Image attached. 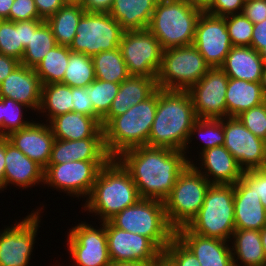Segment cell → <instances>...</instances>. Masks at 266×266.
<instances>
[{
    "instance_id": "36",
    "label": "cell",
    "mask_w": 266,
    "mask_h": 266,
    "mask_svg": "<svg viewBox=\"0 0 266 266\" xmlns=\"http://www.w3.org/2000/svg\"><path fill=\"white\" fill-rule=\"evenodd\" d=\"M92 59L96 79L121 83L130 76L119 47L97 53Z\"/></svg>"
},
{
    "instance_id": "21",
    "label": "cell",
    "mask_w": 266,
    "mask_h": 266,
    "mask_svg": "<svg viewBox=\"0 0 266 266\" xmlns=\"http://www.w3.org/2000/svg\"><path fill=\"white\" fill-rule=\"evenodd\" d=\"M175 236L196 256L201 266H234L230 241L205 237L178 228Z\"/></svg>"
},
{
    "instance_id": "46",
    "label": "cell",
    "mask_w": 266,
    "mask_h": 266,
    "mask_svg": "<svg viewBox=\"0 0 266 266\" xmlns=\"http://www.w3.org/2000/svg\"><path fill=\"white\" fill-rule=\"evenodd\" d=\"M42 19L36 7L34 0H15L10 10V21H25Z\"/></svg>"
},
{
    "instance_id": "27",
    "label": "cell",
    "mask_w": 266,
    "mask_h": 266,
    "mask_svg": "<svg viewBox=\"0 0 266 266\" xmlns=\"http://www.w3.org/2000/svg\"><path fill=\"white\" fill-rule=\"evenodd\" d=\"M48 124L55 139L104 138L103 128L95 118L74 111L54 117Z\"/></svg>"
},
{
    "instance_id": "47",
    "label": "cell",
    "mask_w": 266,
    "mask_h": 266,
    "mask_svg": "<svg viewBox=\"0 0 266 266\" xmlns=\"http://www.w3.org/2000/svg\"><path fill=\"white\" fill-rule=\"evenodd\" d=\"M74 112L95 118L101 124V118L95 113L86 87H72Z\"/></svg>"
},
{
    "instance_id": "6",
    "label": "cell",
    "mask_w": 266,
    "mask_h": 266,
    "mask_svg": "<svg viewBox=\"0 0 266 266\" xmlns=\"http://www.w3.org/2000/svg\"><path fill=\"white\" fill-rule=\"evenodd\" d=\"M186 227L195 234L230 241L235 230L234 185L211 184L198 214Z\"/></svg>"
},
{
    "instance_id": "58",
    "label": "cell",
    "mask_w": 266,
    "mask_h": 266,
    "mask_svg": "<svg viewBox=\"0 0 266 266\" xmlns=\"http://www.w3.org/2000/svg\"><path fill=\"white\" fill-rule=\"evenodd\" d=\"M193 6H196L203 11L212 3L213 0H187Z\"/></svg>"
},
{
    "instance_id": "12",
    "label": "cell",
    "mask_w": 266,
    "mask_h": 266,
    "mask_svg": "<svg viewBox=\"0 0 266 266\" xmlns=\"http://www.w3.org/2000/svg\"><path fill=\"white\" fill-rule=\"evenodd\" d=\"M108 161H69L48 164L44 169V185L70 197H89L100 169ZM46 184V185H45Z\"/></svg>"
},
{
    "instance_id": "61",
    "label": "cell",
    "mask_w": 266,
    "mask_h": 266,
    "mask_svg": "<svg viewBox=\"0 0 266 266\" xmlns=\"http://www.w3.org/2000/svg\"><path fill=\"white\" fill-rule=\"evenodd\" d=\"M261 58L263 59L264 64L266 65V47H264L260 52H259Z\"/></svg>"
},
{
    "instance_id": "18",
    "label": "cell",
    "mask_w": 266,
    "mask_h": 266,
    "mask_svg": "<svg viewBox=\"0 0 266 266\" xmlns=\"http://www.w3.org/2000/svg\"><path fill=\"white\" fill-rule=\"evenodd\" d=\"M111 262L156 261L163 252L147 237L114 227L105 222Z\"/></svg>"
},
{
    "instance_id": "41",
    "label": "cell",
    "mask_w": 266,
    "mask_h": 266,
    "mask_svg": "<svg viewBox=\"0 0 266 266\" xmlns=\"http://www.w3.org/2000/svg\"><path fill=\"white\" fill-rule=\"evenodd\" d=\"M25 47L22 45L21 21H0V54L21 61Z\"/></svg>"
},
{
    "instance_id": "17",
    "label": "cell",
    "mask_w": 266,
    "mask_h": 266,
    "mask_svg": "<svg viewBox=\"0 0 266 266\" xmlns=\"http://www.w3.org/2000/svg\"><path fill=\"white\" fill-rule=\"evenodd\" d=\"M193 45L210 68L221 67L233 47L225 17L203 11L196 23Z\"/></svg>"
},
{
    "instance_id": "23",
    "label": "cell",
    "mask_w": 266,
    "mask_h": 266,
    "mask_svg": "<svg viewBox=\"0 0 266 266\" xmlns=\"http://www.w3.org/2000/svg\"><path fill=\"white\" fill-rule=\"evenodd\" d=\"M40 183L44 184V169L5 138L4 190L10 185L26 190Z\"/></svg>"
},
{
    "instance_id": "8",
    "label": "cell",
    "mask_w": 266,
    "mask_h": 266,
    "mask_svg": "<svg viewBox=\"0 0 266 266\" xmlns=\"http://www.w3.org/2000/svg\"><path fill=\"white\" fill-rule=\"evenodd\" d=\"M210 185L191 164L179 174L172 191L163 201L167 221L175 231L187 226L198 214Z\"/></svg>"
},
{
    "instance_id": "55",
    "label": "cell",
    "mask_w": 266,
    "mask_h": 266,
    "mask_svg": "<svg viewBox=\"0 0 266 266\" xmlns=\"http://www.w3.org/2000/svg\"><path fill=\"white\" fill-rule=\"evenodd\" d=\"M5 138L0 137V191H4Z\"/></svg>"
},
{
    "instance_id": "28",
    "label": "cell",
    "mask_w": 266,
    "mask_h": 266,
    "mask_svg": "<svg viewBox=\"0 0 266 266\" xmlns=\"http://www.w3.org/2000/svg\"><path fill=\"white\" fill-rule=\"evenodd\" d=\"M264 62L251 46H233L220 67L229 78L261 82Z\"/></svg>"
},
{
    "instance_id": "1",
    "label": "cell",
    "mask_w": 266,
    "mask_h": 266,
    "mask_svg": "<svg viewBox=\"0 0 266 266\" xmlns=\"http://www.w3.org/2000/svg\"><path fill=\"white\" fill-rule=\"evenodd\" d=\"M117 159L131 174L142 199L162 202L189 164L182 150L147 145L126 150Z\"/></svg>"
},
{
    "instance_id": "50",
    "label": "cell",
    "mask_w": 266,
    "mask_h": 266,
    "mask_svg": "<svg viewBox=\"0 0 266 266\" xmlns=\"http://www.w3.org/2000/svg\"><path fill=\"white\" fill-rule=\"evenodd\" d=\"M38 14L46 20L55 14L67 1L66 0H34Z\"/></svg>"
},
{
    "instance_id": "37",
    "label": "cell",
    "mask_w": 266,
    "mask_h": 266,
    "mask_svg": "<svg viewBox=\"0 0 266 266\" xmlns=\"http://www.w3.org/2000/svg\"><path fill=\"white\" fill-rule=\"evenodd\" d=\"M57 45L50 26L44 21L37 29H31V38L25 47L20 64L35 68L45 55Z\"/></svg>"
},
{
    "instance_id": "30",
    "label": "cell",
    "mask_w": 266,
    "mask_h": 266,
    "mask_svg": "<svg viewBox=\"0 0 266 266\" xmlns=\"http://www.w3.org/2000/svg\"><path fill=\"white\" fill-rule=\"evenodd\" d=\"M230 242L234 266H266L259 230L235 229Z\"/></svg>"
},
{
    "instance_id": "48",
    "label": "cell",
    "mask_w": 266,
    "mask_h": 266,
    "mask_svg": "<svg viewBox=\"0 0 266 266\" xmlns=\"http://www.w3.org/2000/svg\"><path fill=\"white\" fill-rule=\"evenodd\" d=\"M244 0H213L204 10L205 12L225 17L231 14H240L244 6Z\"/></svg>"
},
{
    "instance_id": "59",
    "label": "cell",
    "mask_w": 266,
    "mask_h": 266,
    "mask_svg": "<svg viewBox=\"0 0 266 266\" xmlns=\"http://www.w3.org/2000/svg\"><path fill=\"white\" fill-rule=\"evenodd\" d=\"M261 242L266 257V226L260 231Z\"/></svg>"
},
{
    "instance_id": "51",
    "label": "cell",
    "mask_w": 266,
    "mask_h": 266,
    "mask_svg": "<svg viewBox=\"0 0 266 266\" xmlns=\"http://www.w3.org/2000/svg\"><path fill=\"white\" fill-rule=\"evenodd\" d=\"M79 2L88 13H109L114 0H80Z\"/></svg>"
},
{
    "instance_id": "44",
    "label": "cell",
    "mask_w": 266,
    "mask_h": 266,
    "mask_svg": "<svg viewBox=\"0 0 266 266\" xmlns=\"http://www.w3.org/2000/svg\"><path fill=\"white\" fill-rule=\"evenodd\" d=\"M174 266H201L196 256L174 236L163 251Z\"/></svg>"
},
{
    "instance_id": "39",
    "label": "cell",
    "mask_w": 266,
    "mask_h": 266,
    "mask_svg": "<svg viewBox=\"0 0 266 266\" xmlns=\"http://www.w3.org/2000/svg\"><path fill=\"white\" fill-rule=\"evenodd\" d=\"M27 109L30 108L11 98L0 99V137L5 138L12 132L25 128L34 121L33 119L28 121V118L25 120L23 113Z\"/></svg>"
},
{
    "instance_id": "33",
    "label": "cell",
    "mask_w": 266,
    "mask_h": 266,
    "mask_svg": "<svg viewBox=\"0 0 266 266\" xmlns=\"http://www.w3.org/2000/svg\"><path fill=\"white\" fill-rule=\"evenodd\" d=\"M74 111L72 87L62 83L42 85L41 105L38 113L47 123L54 117ZM44 113V114H43Z\"/></svg>"
},
{
    "instance_id": "42",
    "label": "cell",
    "mask_w": 266,
    "mask_h": 266,
    "mask_svg": "<svg viewBox=\"0 0 266 266\" xmlns=\"http://www.w3.org/2000/svg\"><path fill=\"white\" fill-rule=\"evenodd\" d=\"M232 46H251L254 24L242 13L225 16Z\"/></svg>"
},
{
    "instance_id": "29",
    "label": "cell",
    "mask_w": 266,
    "mask_h": 266,
    "mask_svg": "<svg viewBox=\"0 0 266 266\" xmlns=\"http://www.w3.org/2000/svg\"><path fill=\"white\" fill-rule=\"evenodd\" d=\"M159 0H114L109 14L124 31L148 28Z\"/></svg>"
},
{
    "instance_id": "5",
    "label": "cell",
    "mask_w": 266,
    "mask_h": 266,
    "mask_svg": "<svg viewBox=\"0 0 266 266\" xmlns=\"http://www.w3.org/2000/svg\"><path fill=\"white\" fill-rule=\"evenodd\" d=\"M202 12L187 0H159L147 29L163 49L193 45L196 23Z\"/></svg>"
},
{
    "instance_id": "24",
    "label": "cell",
    "mask_w": 266,
    "mask_h": 266,
    "mask_svg": "<svg viewBox=\"0 0 266 266\" xmlns=\"http://www.w3.org/2000/svg\"><path fill=\"white\" fill-rule=\"evenodd\" d=\"M110 159L104 138L55 139L48 164H62L69 161H109Z\"/></svg>"
},
{
    "instance_id": "9",
    "label": "cell",
    "mask_w": 266,
    "mask_h": 266,
    "mask_svg": "<svg viewBox=\"0 0 266 266\" xmlns=\"http://www.w3.org/2000/svg\"><path fill=\"white\" fill-rule=\"evenodd\" d=\"M210 69L194 45L163 50L157 87L163 90L188 91Z\"/></svg>"
},
{
    "instance_id": "56",
    "label": "cell",
    "mask_w": 266,
    "mask_h": 266,
    "mask_svg": "<svg viewBox=\"0 0 266 266\" xmlns=\"http://www.w3.org/2000/svg\"><path fill=\"white\" fill-rule=\"evenodd\" d=\"M15 0H0V21H10V10Z\"/></svg>"
},
{
    "instance_id": "32",
    "label": "cell",
    "mask_w": 266,
    "mask_h": 266,
    "mask_svg": "<svg viewBox=\"0 0 266 266\" xmlns=\"http://www.w3.org/2000/svg\"><path fill=\"white\" fill-rule=\"evenodd\" d=\"M85 12L80 2L69 1L45 20L50 26L58 45L70 46L76 35L79 20Z\"/></svg>"
},
{
    "instance_id": "38",
    "label": "cell",
    "mask_w": 266,
    "mask_h": 266,
    "mask_svg": "<svg viewBox=\"0 0 266 266\" xmlns=\"http://www.w3.org/2000/svg\"><path fill=\"white\" fill-rule=\"evenodd\" d=\"M95 79L92 57L71 51L61 83L70 87H88Z\"/></svg>"
},
{
    "instance_id": "16",
    "label": "cell",
    "mask_w": 266,
    "mask_h": 266,
    "mask_svg": "<svg viewBox=\"0 0 266 266\" xmlns=\"http://www.w3.org/2000/svg\"><path fill=\"white\" fill-rule=\"evenodd\" d=\"M229 77L220 68H210L189 90L197 118L227 117L226 91Z\"/></svg>"
},
{
    "instance_id": "31",
    "label": "cell",
    "mask_w": 266,
    "mask_h": 266,
    "mask_svg": "<svg viewBox=\"0 0 266 266\" xmlns=\"http://www.w3.org/2000/svg\"><path fill=\"white\" fill-rule=\"evenodd\" d=\"M266 102L260 82L229 78L226 91L227 117H237L243 111Z\"/></svg>"
},
{
    "instance_id": "43",
    "label": "cell",
    "mask_w": 266,
    "mask_h": 266,
    "mask_svg": "<svg viewBox=\"0 0 266 266\" xmlns=\"http://www.w3.org/2000/svg\"><path fill=\"white\" fill-rule=\"evenodd\" d=\"M255 136L266 141V102L237 116Z\"/></svg>"
},
{
    "instance_id": "35",
    "label": "cell",
    "mask_w": 266,
    "mask_h": 266,
    "mask_svg": "<svg viewBox=\"0 0 266 266\" xmlns=\"http://www.w3.org/2000/svg\"><path fill=\"white\" fill-rule=\"evenodd\" d=\"M71 50L68 46L56 45L34 68L41 84L61 83L68 66Z\"/></svg>"
},
{
    "instance_id": "57",
    "label": "cell",
    "mask_w": 266,
    "mask_h": 266,
    "mask_svg": "<svg viewBox=\"0 0 266 266\" xmlns=\"http://www.w3.org/2000/svg\"><path fill=\"white\" fill-rule=\"evenodd\" d=\"M110 266H155V261H149V262H111Z\"/></svg>"
},
{
    "instance_id": "25",
    "label": "cell",
    "mask_w": 266,
    "mask_h": 266,
    "mask_svg": "<svg viewBox=\"0 0 266 266\" xmlns=\"http://www.w3.org/2000/svg\"><path fill=\"white\" fill-rule=\"evenodd\" d=\"M235 229L261 231L266 226V211L256 195L241 179L234 184Z\"/></svg>"
},
{
    "instance_id": "4",
    "label": "cell",
    "mask_w": 266,
    "mask_h": 266,
    "mask_svg": "<svg viewBox=\"0 0 266 266\" xmlns=\"http://www.w3.org/2000/svg\"><path fill=\"white\" fill-rule=\"evenodd\" d=\"M158 88L144 101L133 105L104 128V144L111 158L124 151L147 145L157 109Z\"/></svg>"
},
{
    "instance_id": "62",
    "label": "cell",
    "mask_w": 266,
    "mask_h": 266,
    "mask_svg": "<svg viewBox=\"0 0 266 266\" xmlns=\"http://www.w3.org/2000/svg\"><path fill=\"white\" fill-rule=\"evenodd\" d=\"M67 2H79L80 0H66Z\"/></svg>"
},
{
    "instance_id": "53",
    "label": "cell",
    "mask_w": 266,
    "mask_h": 266,
    "mask_svg": "<svg viewBox=\"0 0 266 266\" xmlns=\"http://www.w3.org/2000/svg\"><path fill=\"white\" fill-rule=\"evenodd\" d=\"M19 65V60L0 54V83Z\"/></svg>"
},
{
    "instance_id": "10",
    "label": "cell",
    "mask_w": 266,
    "mask_h": 266,
    "mask_svg": "<svg viewBox=\"0 0 266 266\" xmlns=\"http://www.w3.org/2000/svg\"><path fill=\"white\" fill-rule=\"evenodd\" d=\"M124 30L109 13L85 12L69 49L93 57L119 47Z\"/></svg>"
},
{
    "instance_id": "34",
    "label": "cell",
    "mask_w": 266,
    "mask_h": 266,
    "mask_svg": "<svg viewBox=\"0 0 266 266\" xmlns=\"http://www.w3.org/2000/svg\"><path fill=\"white\" fill-rule=\"evenodd\" d=\"M195 135V136H194ZM197 135V136H196ZM200 137V141L202 140L203 144L200 153L203 151L224 145L225 142V134H224V118L221 119H213V118H197L195 123L190 130V134L187 140V143L184 147L183 152L187 158L188 163L190 164L192 161L191 158H188L187 152L189 151L190 143L192 144V140L194 138L191 137ZM204 145V146H203ZM188 150V151H187Z\"/></svg>"
},
{
    "instance_id": "11",
    "label": "cell",
    "mask_w": 266,
    "mask_h": 266,
    "mask_svg": "<svg viewBox=\"0 0 266 266\" xmlns=\"http://www.w3.org/2000/svg\"><path fill=\"white\" fill-rule=\"evenodd\" d=\"M119 48L129 75L157 78L164 49L148 29L124 31Z\"/></svg>"
},
{
    "instance_id": "19",
    "label": "cell",
    "mask_w": 266,
    "mask_h": 266,
    "mask_svg": "<svg viewBox=\"0 0 266 266\" xmlns=\"http://www.w3.org/2000/svg\"><path fill=\"white\" fill-rule=\"evenodd\" d=\"M33 121L30 125L5 137L29 159L43 169L49 163L55 137L47 122Z\"/></svg>"
},
{
    "instance_id": "7",
    "label": "cell",
    "mask_w": 266,
    "mask_h": 266,
    "mask_svg": "<svg viewBox=\"0 0 266 266\" xmlns=\"http://www.w3.org/2000/svg\"><path fill=\"white\" fill-rule=\"evenodd\" d=\"M109 222L118 229L149 238L162 252L175 236V230L167 221L164 203L159 200L141 198Z\"/></svg>"
},
{
    "instance_id": "2",
    "label": "cell",
    "mask_w": 266,
    "mask_h": 266,
    "mask_svg": "<svg viewBox=\"0 0 266 266\" xmlns=\"http://www.w3.org/2000/svg\"><path fill=\"white\" fill-rule=\"evenodd\" d=\"M196 119L188 91L158 88L157 109L147 146L183 151Z\"/></svg>"
},
{
    "instance_id": "15",
    "label": "cell",
    "mask_w": 266,
    "mask_h": 266,
    "mask_svg": "<svg viewBox=\"0 0 266 266\" xmlns=\"http://www.w3.org/2000/svg\"><path fill=\"white\" fill-rule=\"evenodd\" d=\"M224 147L237 160L243 171L264 169L266 141L248 130L238 117L224 118Z\"/></svg>"
},
{
    "instance_id": "52",
    "label": "cell",
    "mask_w": 266,
    "mask_h": 266,
    "mask_svg": "<svg viewBox=\"0 0 266 266\" xmlns=\"http://www.w3.org/2000/svg\"><path fill=\"white\" fill-rule=\"evenodd\" d=\"M251 47L257 52L266 47V19L254 24Z\"/></svg>"
},
{
    "instance_id": "60",
    "label": "cell",
    "mask_w": 266,
    "mask_h": 266,
    "mask_svg": "<svg viewBox=\"0 0 266 266\" xmlns=\"http://www.w3.org/2000/svg\"><path fill=\"white\" fill-rule=\"evenodd\" d=\"M260 83L262 86L263 93L266 97V65L264 66L263 73H262V79Z\"/></svg>"
},
{
    "instance_id": "3",
    "label": "cell",
    "mask_w": 266,
    "mask_h": 266,
    "mask_svg": "<svg viewBox=\"0 0 266 266\" xmlns=\"http://www.w3.org/2000/svg\"><path fill=\"white\" fill-rule=\"evenodd\" d=\"M140 199L129 171L117 158H111L100 169L83 209L101 219L99 223L107 222Z\"/></svg>"
},
{
    "instance_id": "20",
    "label": "cell",
    "mask_w": 266,
    "mask_h": 266,
    "mask_svg": "<svg viewBox=\"0 0 266 266\" xmlns=\"http://www.w3.org/2000/svg\"><path fill=\"white\" fill-rule=\"evenodd\" d=\"M197 154H199L198 159H201L198 160L201 161L200 164H197L200 166L197 167L193 160L190 164L211 184L234 185L241 179L243 170L223 145L209 148Z\"/></svg>"
},
{
    "instance_id": "49",
    "label": "cell",
    "mask_w": 266,
    "mask_h": 266,
    "mask_svg": "<svg viewBox=\"0 0 266 266\" xmlns=\"http://www.w3.org/2000/svg\"><path fill=\"white\" fill-rule=\"evenodd\" d=\"M253 24L266 19V0H248L244 2L241 12Z\"/></svg>"
},
{
    "instance_id": "40",
    "label": "cell",
    "mask_w": 266,
    "mask_h": 266,
    "mask_svg": "<svg viewBox=\"0 0 266 266\" xmlns=\"http://www.w3.org/2000/svg\"><path fill=\"white\" fill-rule=\"evenodd\" d=\"M120 88V83L101 81L95 79L88 87L87 93L90 95L95 113L103 119L111 108L113 99Z\"/></svg>"
},
{
    "instance_id": "26",
    "label": "cell",
    "mask_w": 266,
    "mask_h": 266,
    "mask_svg": "<svg viewBox=\"0 0 266 266\" xmlns=\"http://www.w3.org/2000/svg\"><path fill=\"white\" fill-rule=\"evenodd\" d=\"M157 88L156 78L130 75L120 83L110 110L101 120V127L104 128L114 117L124 114L131 106L146 100Z\"/></svg>"
},
{
    "instance_id": "14",
    "label": "cell",
    "mask_w": 266,
    "mask_h": 266,
    "mask_svg": "<svg viewBox=\"0 0 266 266\" xmlns=\"http://www.w3.org/2000/svg\"><path fill=\"white\" fill-rule=\"evenodd\" d=\"M99 226L101 227L94 228L86 221H81L69 229L66 245L75 263L72 266H110L105 222H101Z\"/></svg>"
},
{
    "instance_id": "13",
    "label": "cell",
    "mask_w": 266,
    "mask_h": 266,
    "mask_svg": "<svg viewBox=\"0 0 266 266\" xmlns=\"http://www.w3.org/2000/svg\"><path fill=\"white\" fill-rule=\"evenodd\" d=\"M43 208L0 231V266H29Z\"/></svg>"
},
{
    "instance_id": "54",
    "label": "cell",
    "mask_w": 266,
    "mask_h": 266,
    "mask_svg": "<svg viewBox=\"0 0 266 266\" xmlns=\"http://www.w3.org/2000/svg\"><path fill=\"white\" fill-rule=\"evenodd\" d=\"M44 21L43 19L21 21L22 45L24 47L30 42L31 29H37Z\"/></svg>"
},
{
    "instance_id": "45",
    "label": "cell",
    "mask_w": 266,
    "mask_h": 266,
    "mask_svg": "<svg viewBox=\"0 0 266 266\" xmlns=\"http://www.w3.org/2000/svg\"><path fill=\"white\" fill-rule=\"evenodd\" d=\"M241 180L260 197L266 211V171L264 169L243 171Z\"/></svg>"
},
{
    "instance_id": "22",
    "label": "cell",
    "mask_w": 266,
    "mask_h": 266,
    "mask_svg": "<svg viewBox=\"0 0 266 266\" xmlns=\"http://www.w3.org/2000/svg\"><path fill=\"white\" fill-rule=\"evenodd\" d=\"M42 84L34 68L20 64L0 83L1 98H11L37 112L41 105Z\"/></svg>"
}]
</instances>
